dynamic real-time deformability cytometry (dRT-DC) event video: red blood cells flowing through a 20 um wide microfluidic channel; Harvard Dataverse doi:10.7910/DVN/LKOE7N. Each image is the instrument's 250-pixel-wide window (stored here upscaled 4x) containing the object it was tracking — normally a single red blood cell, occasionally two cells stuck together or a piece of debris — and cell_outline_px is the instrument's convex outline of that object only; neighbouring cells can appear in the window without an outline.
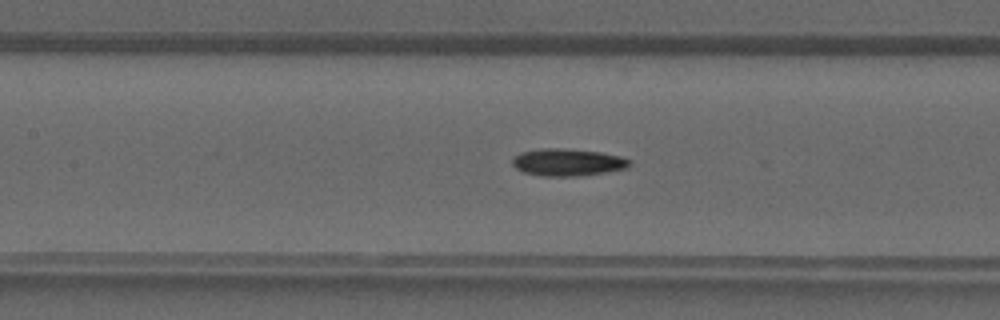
{"species": "common noctule bat (a hibernating species)", "species_latin": "Nyctalus noctula", "temperature_condition": "warm", "stored_images_in_passage": 41, "camera_frame_rate_fps": 3000, "um_per_image_px": 0.085, "animal": {"sex": "male", "forearm_length_mm": 52.5}, "frame": {"image": 1, "passage_image": 19, "time_ms": 6.0, "image_size_px": [1000, 320], "cell_outline_px": [[632, 164], [628, 168], [604, 172], [576, 176], [544, 176], [524, 172], [516, 168], [512, 164], [512, 160], [520, 152], [540, 148], [568, 148], [600, 152], [620, 156], [632, 160]], "centroid_in_image_um": [48.27, 13.78], "position_along_channel_um": 159.1, "area_um2": 18.67}}
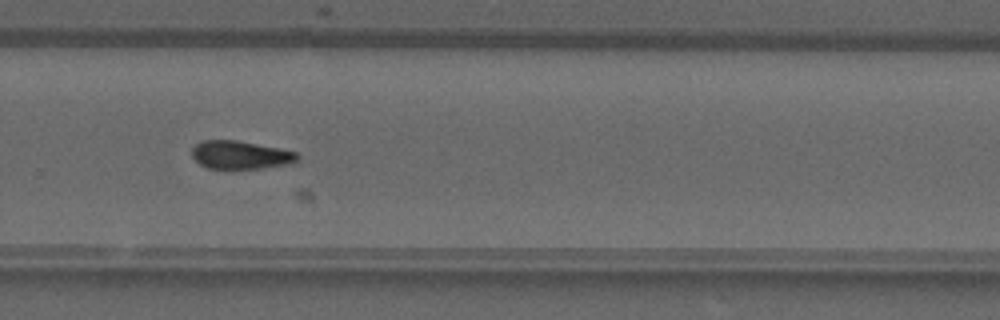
{"frame": {"image": 2, "passage_image": 28, "time_ms": 9.0, "image_size_px": [1000, 320], "cell_outline_px": [[300, 156], [296, 160], [288, 164], [260, 168], [208, 168], [200, 164], [192, 156], [192, 148], [200, 140], [236, 140], [280, 148], [296, 152]], "centroid_in_image_um": [20.42, 13.15], "position_along_channel_um": 309.4, "area_um2": 17.17}}
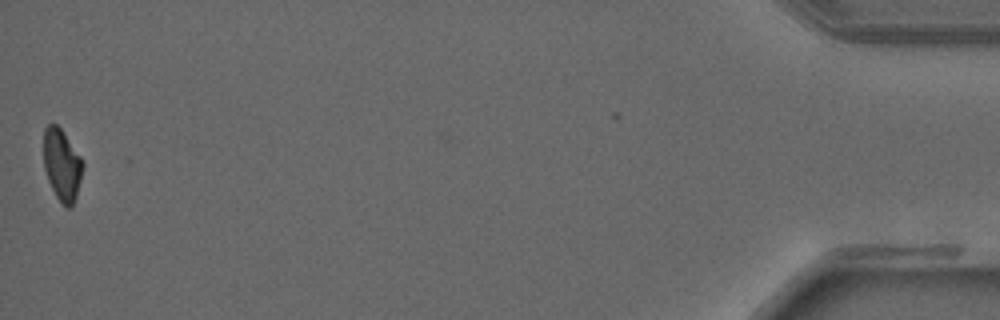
{"frame": {"image": 3, "passage_image": 41, "time_ms": 13.333, "image_size_px": [1000, 320], "cell_outline_px": [[84, 164], [76, 196], [72, 208], [64, 208], [60, 204], [48, 180], [44, 168], [44, 128], [48, 124], [56, 124], [60, 128], [80, 156]], "centroid_in_image_um": [5.26, 14.05], "position_along_channel_um": 429.9, "area_um2": 16.3}}